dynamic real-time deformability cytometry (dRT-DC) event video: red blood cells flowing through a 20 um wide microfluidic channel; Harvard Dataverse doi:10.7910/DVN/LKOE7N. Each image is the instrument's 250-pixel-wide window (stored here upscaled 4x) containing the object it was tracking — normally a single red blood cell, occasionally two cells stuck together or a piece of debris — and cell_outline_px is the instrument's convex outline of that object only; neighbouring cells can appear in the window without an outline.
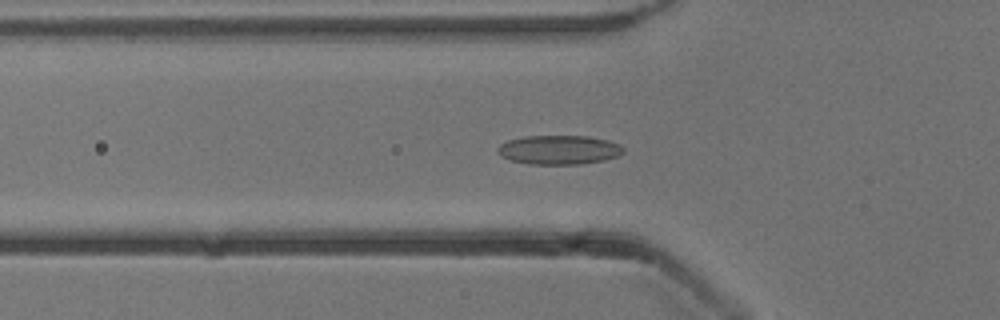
{"species": "common noctule bat (a hibernating species)", "species_latin": "Nyctalus noctula", "temperature_condition": "cold", "stored_images_in_passage": 54, "camera_frame_rate_fps": 3000, "um_per_image_px": 0.085, "animal": {"sex": "male", "body_mass_g": 13.3}, "frame": {"image": 1, "passage_image": 19, "time_ms": 6.0, "image_size_px": [1000, 320], "cell_outline_px": [[624, 152], [616, 156], [604, 160], [580, 164], [528, 164], [512, 160], [500, 156], [496, 148], [500, 144], [508, 140], [524, 136], [588, 136], [608, 140], [620, 144], [624, 148]], "centroid_in_image_um": [47.51, 12.73], "position_along_channel_um": 78.3, "area_um2": 21.39}}
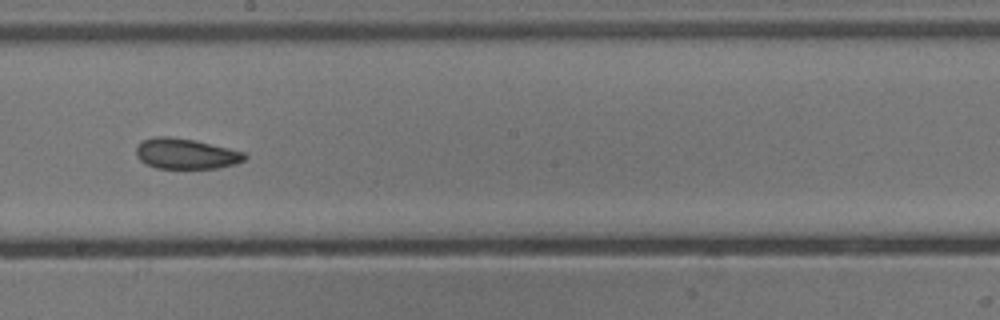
{"frame": {"image": 2, "passage_image": 31, "time_ms": 10.0, "image_size_px": [1000, 320], "cell_outline_px": [[248, 156], [244, 160], [236, 164], [216, 168], [156, 168], [144, 164], [136, 156], [136, 148], [140, 140], [156, 136], [168, 136], [196, 140], [244, 152]], "centroid_in_image_um": [15.76, 13.06], "position_along_channel_um": 232.4, "area_um2": 19.48}}
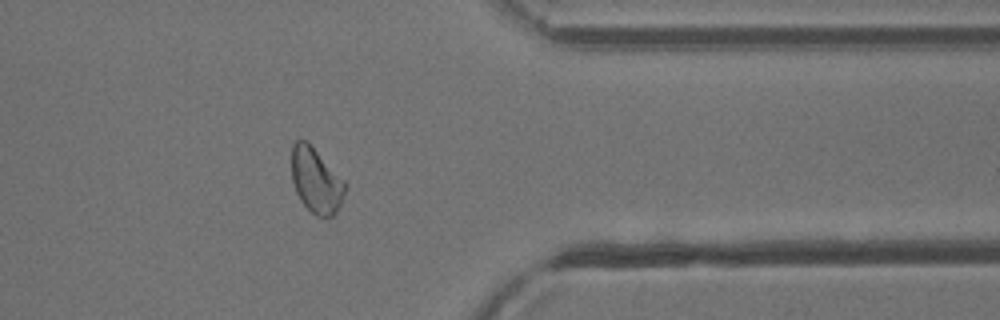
{"frame": {"image": 3, "passage_image": 44, "time_ms": 14.333, "image_size_px": [1000, 320], "cell_outline_px": [[348, 184], [340, 204], [336, 212], [332, 216], [316, 216], [300, 200], [296, 192], [292, 180], [292, 144], [296, 140], [304, 140]], "centroid_in_image_um": [26.86, 15.37], "position_along_channel_um": 384.5, "area_um2": 19.77}, "authors_computed_cell_mechanics": {"area_um2": 20.8658, "velocity_mm_per_s": 3.8371, "shape_relaxation_time_tau1_ms": 5.4399, "shape_relaxation_time_tau2_ms": 2.0348, "deformation_change_tau1": 0.1013, "deformation_change_tau2": 0.0815}}